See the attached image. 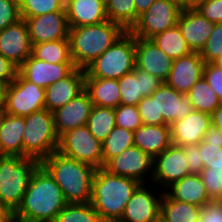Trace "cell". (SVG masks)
Returning <instances> with one entry per match:
<instances>
[{
    "instance_id": "obj_1",
    "label": "cell",
    "mask_w": 222,
    "mask_h": 222,
    "mask_svg": "<svg viewBox=\"0 0 222 222\" xmlns=\"http://www.w3.org/2000/svg\"><path fill=\"white\" fill-rule=\"evenodd\" d=\"M67 205L62 190L40 165L33 173L14 222H53Z\"/></svg>"
},
{
    "instance_id": "obj_2",
    "label": "cell",
    "mask_w": 222,
    "mask_h": 222,
    "mask_svg": "<svg viewBox=\"0 0 222 222\" xmlns=\"http://www.w3.org/2000/svg\"><path fill=\"white\" fill-rule=\"evenodd\" d=\"M40 165L51 175L62 190L67 203H89L92 180L96 169L59 152L43 159Z\"/></svg>"
},
{
    "instance_id": "obj_3",
    "label": "cell",
    "mask_w": 222,
    "mask_h": 222,
    "mask_svg": "<svg viewBox=\"0 0 222 222\" xmlns=\"http://www.w3.org/2000/svg\"><path fill=\"white\" fill-rule=\"evenodd\" d=\"M139 185L134 179L113 175L104 168L96 169L90 203L101 220L119 221Z\"/></svg>"
},
{
    "instance_id": "obj_4",
    "label": "cell",
    "mask_w": 222,
    "mask_h": 222,
    "mask_svg": "<svg viewBox=\"0 0 222 222\" xmlns=\"http://www.w3.org/2000/svg\"><path fill=\"white\" fill-rule=\"evenodd\" d=\"M126 30L110 20L98 24L70 27L68 39L76 68L85 69L111 47Z\"/></svg>"
},
{
    "instance_id": "obj_5",
    "label": "cell",
    "mask_w": 222,
    "mask_h": 222,
    "mask_svg": "<svg viewBox=\"0 0 222 222\" xmlns=\"http://www.w3.org/2000/svg\"><path fill=\"white\" fill-rule=\"evenodd\" d=\"M40 166L34 158L0 156V201L13 213L21 205L31 177Z\"/></svg>"
},
{
    "instance_id": "obj_6",
    "label": "cell",
    "mask_w": 222,
    "mask_h": 222,
    "mask_svg": "<svg viewBox=\"0 0 222 222\" xmlns=\"http://www.w3.org/2000/svg\"><path fill=\"white\" fill-rule=\"evenodd\" d=\"M136 37L126 31L111 47L90 63L85 78L120 79L135 68Z\"/></svg>"
},
{
    "instance_id": "obj_7",
    "label": "cell",
    "mask_w": 222,
    "mask_h": 222,
    "mask_svg": "<svg viewBox=\"0 0 222 222\" xmlns=\"http://www.w3.org/2000/svg\"><path fill=\"white\" fill-rule=\"evenodd\" d=\"M22 142L23 157L39 162L56 152L59 137L55 131L53 112L44 108L25 116Z\"/></svg>"
},
{
    "instance_id": "obj_8",
    "label": "cell",
    "mask_w": 222,
    "mask_h": 222,
    "mask_svg": "<svg viewBox=\"0 0 222 222\" xmlns=\"http://www.w3.org/2000/svg\"><path fill=\"white\" fill-rule=\"evenodd\" d=\"M57 152L89 164L95 169L103 168L102 143L91 134L87 125L62 134L59 137Z\"/></svg>"
},
{
    "instance_id": "obj_9",
    "label": "cell",
    "mask_w": 222,
    "mask_h": 222,
    "mask_svg": "<svg viewBox=\"0 0 222 222\" xmlns=\"http://www.w3.org/2000/svg\"><path fill=\"white\" fill-rule=\"evenodd\" d=\"M182 7L171 0H155L149 9L139 16L130 32L142 39H150L178 24Z\"/></svg>"
},
{
    "instance_id": "obj_10",
    "label": "cell",
    "mask_w": 222,
    "mask_h": 222,
    "mask_svg": "<svg viewBox=\"0 0 222 222\" xmlns=\"http://www.w3.org/2000/svg\"><path fill=\"white\" fill-rule=\"evenodd\" d=\"M5 111L14 116H27L45 108V89L25 80L19 73L7 86Z\"/></svg>"
},
{
    "instance_id": "obj_11",
    "label": "cell",
    "mask_w": 222,
    "mask_h": 222,
    "mask_svg": "<svg viewBox=\"0 0 222 222\" xmlns=\"http://www.w3.org/2000/svg\"><path fill=\"white\" fill-rule=\"evenodd\" d=\"M104 169L109 173L136 180L140 184L151 183L153 158L133 145L111 158Z\"/></svg>"
},
{
    "instance_id": "obj_12",
    "label": "cell",
    "mask_w": 222,
    "mask_h": 222,
    "mask_svg": "<svg viewBox=\"0 0 222 222\" xmlns=\"http://www.w3.org/2000/svg\"><path fill=\"white\" fill-rule=\"evenodd\" d=\"M156 187L153 183L140 184L127 202L119 222L158 221L164 191Z\"/></svg>"
},
{
    "instance_id": "obj_13",
    "label": "cell",
    "mask_w": 222,
    "mask_h": 222,
    "mask_svg": "<svg viewBox=\"0 0 222 222\" xmlns=\"http://www.w3.org/2000/svg\"><path fill=\"white\" fill-rule=\"evenodd\" d=\"M188 175L187 158L182 147L171 145L153 158L151 183L162 191Z\"/></svg>"
},
{
    "instance_id": "obj_14",
    "label": "cell",
    "mask_w": 222,
    "mask_h": 222,
    "mask_svg": "<svg viewBox=\"0 0 222 222\" xmlns=\"http://www.w3.org/2000/svg\"><path fill=\"white\" fill-rule=\"evenodd\" d=\"M150 96L156 98L157 125H171L193 111L189 96L165 82Z\"/></svg>"
},
{
    "instance_id": "obj_15",
    "label": "cell",
    "mask_w": 222,
    "mask_h": 222,
    "mask_svg": "<svg viewBox=\"0 0 222 222\" xmlns=\"http://www.w3.org/2000/svg\"><path fill=\"white\" fill-rule=\"evenodd\" d=\"M32 53V43L25 19L0 30V54L18 68Z\"/></svg>"
},
{
    "instance_id": "obj_16",
    "label": "cell",
    "mask_w": 222,
    "mask_h": 222,
    "mask_svg": "<svg viewBox=\"0 0 222 222\" xmlns=\"http://www.w3.org/2000/svg\"><path fill=\"white\" fill-rule=\"evenodd\" d=\"M25 19L32 45L68 38L66 11H55Z\"/></svg>"
},
{
    "instance_id": "obj_17",
    "label": "cell",
    "mask_w": 222,
    "mask_h": 222,
    "mask_svg": "<svg viewBox=\"0 0 222 222\" xmlns=\"http://www.w3.org/2000/svg\"><path fill=\"white\" fill-rule=\"evenodd\" d=\"M76 69L73 63H48L30 55L18 68V73L36 86L46 88Z\"/></svg>"
},
{
    "instance_id": "obj_18",
    "label": "cell",
    "mask_w": 222,
    "mask_h": 222,
    "mask_svg": "<svg viewBox=\"0 0 222 222\" xmlns=\"http://www.w3.org/2000/svg\"><path fill=\"white\" fill-rule=\"evenodd\" d=\"M163 83L154 75L135 67L118 79L120 104L137 106L143 97L152 95Z\"/></svg>"
},
{
    "instance_id": "obj_19",
    "label": "cell",
    "mask_w": 222,
    "mask_h": 222,
    "mask_svg": "<svg viewBox=\"0 0 222 222\" xmlns=\"http://www.w3.org/2000/svg\"><path fill=\"white\" fill-rule=\"evenodd\" d=\"M205 62L198 52L173 60L172 69L165 83L177 92L187 94L203 77Z\"/></svg>"
},
{
    "instance_id": "obj_20",
    "label": "cell",
    "mask_w": 222,
    "mask_h": 222,
    "mask_svg": "<svg viewBox=\"0 0 222 222\" xmlns=\"http://www.w3.org/2000/svg\"><path fill=\"white\" fill-rule=\"evenodd\" d=\"M173 59L150 39L136 37L135 67L165 82L172 69Z\"/></svg>"
},
{
    "instance_id": "obj_21",
    "label": "cell",
    "mask_w": 222,
    "mask_h": 222,
    "mask_svg": "<svg viewBox=\"0 0 222 222\" xmlns=\"http://www.w3.org/2000/svg\"><path fill=\"white\" fill-rule=\"evenodd\" d=\"M200 157L204 168L201 178L211 200L222 197V145L199 143Z\"/></svg>"
},
{
    "instance_id": "obj_22",
    "label": "cell",
    "mask_w": 222,
    "mask_h": 222,
    "mask_svg": "<svg viewBox=\"0 0 222 222\" xmlns=\"http://www.w3.org/2000/svg\"><path fill=\"white\" fill-rule=\"evenodd\" d=\"M93 103L84 90L63 107L53 112L54 126L58 137L65 132L87 124Z\"/></svg>"
},
{
    "instance_id": "obj_23",
    "label": "cell",
    "mask_w": 222,
    "mask_h": 222,
    "mask_svg": "<svg viewBox=\"0 0 222 222\" xmlns=\"http://www.w3.org/2000/svg\"><path fill=\"white\" fill-rule=\"evenodd\" d=\"M210 127V114L193 110L170 125L172 145L183 147L199 144Z\"/></svg>"
},
{
    "instance_id": "obj_24",
    "label": "cell",
    "mask_w": 222,
    "mask_h": 222,
    "mask_svg": "<svg viewBox=\"0 0 222 222\" xmlns=\"http://www.w3.org/2000/svg\"><path fill=\"white\" fill-rule=\"evenodd\" d=\"M177 25L190 50L200 53L215 23L203 17L193 7H188L182 9Z\"/></svg>"
},
{
    "instance_id": "obj_25",
    "label": "cell",
    "mask_w": 222,
    "mask_h": 222,
    "mask_svg": "<svg viewBox=\"0 0 222 222\" xmlns=\"http://www.w3.org/2000/svg\"><path fill=\"white\" fill-rule=\"evenodd\" d=\"M85 90V70L76 68L68 77L45 88V109L54 112Z\"/></svg>"
},
{
    "instance_id": "obj_26",
    "label": "cell",
    "mask_w": 222,
    "mask_h": 222,
    "mask_svg": "<svg viewBox=\"0 0 222 222\" xmlns=\"http://www.w3.org/2000/svg\"><path fill=\"white\" fill-rule=\"evenodd\" d=\"M69 27L98 24L108 20L102 0H65Z\"/></svg>"
},
{
    "instance_id": "obj_27",
    "label": "cell",
    "mask_w": 222,
    "mask_h": 222,
    "mask_svg": "<svg viewBox=\"0 0 222 222\" xmlns=\"http://www.w3.org/2000/svg\"><path fill=\"white\" fill-rule=\"evenodd\" d=\"M134 145L152 158L172 145L170 125H145L134 131Z\"/></svg>"
},
{
    "instance_id": "obj_28",
    "label": "cell",
    "mask_w": 222,
    "mask_h": 222,
    "mask_svg": "<svg viewBox=\"0 0 222 222\" xmlns=\"http://www.w3.org/2000/svg\"><path fill=\"white\" fill-rule=\"evenodd\" d=\"M170 198L203 207L209 201L206 187L200 175L190 174L178 180L164 191Z\"/></svg>"
},
{
    "instance_id": "obj_29",
    "label": "cell",
    "mask_w": 222,
    "mask_h": 222,
    "mask_svg": "<svg viewBox=\"0 0 222 222\" xmlns=\"http://www.w3.org/2000/svg\"><path fill=\"white\" fill-rule=\"evenodd\" d=\"M25 116L6 114L0 129V156L23 157Z\"/></svg>"
},
{
    "instance_id": "obj_30",
    "label": "cell",
    "mask_w": 222,
    "mask_h": 222,
    "mask_svg": "<svg viewBox=\"0 0 222 222\" xmlns=\"http://www.w3.org/2000/svg\"><path fill=\"white\" fill-rule=\"evenodd\" d=\"M85 91L95 106L116 108L120 105L117 79L85 78Z\"/></svg>"
},
{
    "instance_id": "obj_31",
    "label": "cell",
    "mask_w": 222,
    "mask_h": 222,
    "mask_svg": "<svg viewBox=\"0 0 222 222\" xmlns=\"http://www.w3.org/2000/svg\"><path fill=\"white\" fill-rule=\"evenodd\" d=\"M201 207L170 198L165 192L160 204L163 222H198Z\"/></svg>"
},
{
    "instance_id": "obj_32",
    "label": "cell",
    "mask_w": 222,
    "mask_h": 222,
    "mask_svg": "<svg viewBox=\"0 0 222 222\" xmlns=\"http://www.w3.org/2000/svg\"><path fill=\"white\" fill-rule=\"evenodd\" d=\"M150 40L173 60L192 53L178 25L156 34Z\"/></svg>"
},
{
    "instance_id": "obj_33",
    "label": "cell",
    "mask_w": 222,
    "mask_h": 222,
    "mask_svg": "<svg viewBox=\"0 0 222 222\" xmlns=\"http://www.w3.org/2000/svg\"><path fill=\"white\" fill-rule=\"evenodd\" d=\"M31 55L48 63H73L68 38L34 44Z\"/></svg>"
},
{
    "instance_id": "obj_34",
    "label": "cell",
    "mask_w": 222,
    "mask_h": 222,
    "mask_svg": "<svg viewBox=\"0 0 222 222\" xmlns=\"http://www.w3.org/2000/svg\"><path fill=\"white\" fill-rule=\"evenodd\" d=\"M86 125L91 134L102 143L116 126L115 109L93 105Z\"/></svg>"
},
{
    "instance_id": "obj_35",
    "label": "cell",
    "mask_w": 222,
    "mask_h": 222,
    "mask_svg": "<svg viewBox=\"0 0 222 222\" xmlns=\"http://www.w3.org/2000/svg\"><path fill=\"white\" fill-rule=\"evenodd\" d=\"M187 95L193 110L210 115L222 104L203 77L194 84Z\"/></svg>"
},
{
    "instance_id": "obj_36",
    "label": "cell",
    "mask_w": 222,
    "mask_h": 222,
    "mask_svg": "<svg viewBox=\"0 0 222 222\" xmlns=\"http://www.w3.org/2000/svg\"><path fill=\"white\" fill-rule=\"evenodd\" d=\"M134 2L135 0H106L105 9L108 20L130 31L136 23Z\"/></svg>"
},
{
    "instance_id": "obj_37",
    "label": "cell",
    "mask_w": 222,
    "mask_h": 222,
    "mask_svg": "<svg viewBox=\"0 0 222 222\" xmlns=\"http://www.w3.org/2000/svg\"><path fill=\"white\" fill-rule=\"evenodd\" d=\"M134 132L115 126L108 137L102 142V157L104 165L114 156L134 145Z\"/></svg>"
},
{
    "instance_id": "obj_38",
    "label": "cell",
    "mask_w": 222,
    "mask_h": 222,
    "mask_svg": "<svg viewBox=\"0 0 222 222\" xmlns=\"http://www.w3.org/2000/svg\"><path fill=\"white\" fill-rule=\"evenodd\" d=\"M91 203H67L53 222H101Z\"/></svg>"
},
{
    "instance_id": "obj_39",
    "label": "cell",
    "mask_w": 222,
    "mask_h": 222,
    "mask_svg": "<svg viewBox=\"0 0 222 222\" xmlns=\"http://www.w3.org/2000/svg\"><path fill=\"white\" fill-rule=\"evenodd\" d=\"M21 18L41 16L55 11H66L65 0H19Z\"/></svg>"
},
{
    "instance_id": "obj_40",
    "label": "cell",
    "mask_w": 222,
    "mask_h": 222,
    "mask_svg": "<svg viewBox=\"0 0 222 222\" xmlns=\"http://www.w3.org/2000/svg\"><path fill=\"white\" fill-rule=\"evenodd\" d=\"M114 109L116 126L134 132L143 125L138 106L120 104Z\"/></svg>"
},
{
    "instance_id": "obj_41",
    "label": "cell",
    "mask_w": 222,
    "mask_h": 222,
    "mask_svg": "<svg viewBox=\"0 0 222 222\" xmlns=\"http://www.w3.org/2000/svg\"><path fill=\"white\" fill-rule=\"evenodd\" d=\"M205 63H213L222 54V23H216L199 53Z\"/></svg>"
},
{
    "instance_id": "obj_42",
    "label": "cell",
    "mask_w": 222,
    "mask_h": 222,
    "mask_svg": "<svg viewBox=\"0 0 222 222\" xmlns=\"http://www.w3.org/2000/svg\"><path fill=\"white\" fill-rule=\"evenodd\" d=\"M193 8L213 23H222V0H196Z\"/></svg>"
},
{
    "instance_id": "obj_43",
    "label": "cell",
    "mask_w": 222,
    "mask_h": 222,
    "mask_svg": "<svg viewBox=\"0 0 222 222\" xmlns=\"http://www.w3.org/2000/svg\"><path fill=\"white\" fill-rule=\"evenodd\" d=\"M21 19L19 0H0V30Z\"/></svg>"
},
{
    "instance_id": "obj_44",
    "label": "cell",
    "mask_w": 222,
    "mask_h": 222,
    "mask_svg": "<svg viewBox=\"0 0 222 222\" xmlns=\"http://www.w3.org/2000/svg\"><path fill=\"white\" fill-rule=\"evenodd\" d=\"M203 78L207 81L208 85L213 89L222 103V69L213 63H205Z\"/></svg>"
},
{
    "instance_id": "obj_45",
    "label": "cell",
    "mask_w": 222,
    "mask_h": 222,
    "mask_svg": "<svg viewBox=\"0 0 222 222\" xmlns=\"http://www.w3.org/2000/svg\"><path fill=\"white\" fill-rule=\"evenodd\" d=\"M137 106L143 124L157 125L156 98H151V96L143 97Z\"/></svg>"
},
{
    "instance_id": "obj_46",
    "label": "cell",
    "mask_w": 222,
    "mask_h": 222,
    "mask_svg": "<svg viewBox=\"0 0 222 222\" xmlns=\"http://www.w3.org/2000/svg\"><path fill=\"white\" fill-rule=\"evenodd\" d=\"M182 148L187 158L189 173L200 175L204 165L200 157L199 144L185 145Z\"/></svg>"
},
{
    "instance_id": "obj_47",
    "label": "cell",
    "mask_w": 222,
    "mask_h": 222,
    "mask_svg": "<svg viewBox=\"0 0 222 222\" xmlns=\"http://www.w3.org/2000/svg\"><path fill=\"white\" fill-rule=\"evenodd\" d=\"M198 222H222V203L211 200L201 207Z\"/></svg>"
},
{
    "instance_id": "obj_48",
    "label": "cell",
    "mask_w": 222,
    "mask_h": 222,
    "mask_svg": "<svg viewBox=\"0 0 222 222\" xmlns=\"http://www.w3.org/2000/svg\"><path fill=\"white\" fill-rule=\"evenodd\" d=\"M18 67L0 54V82L10 85L16 78Z\"/></svg>"
},
{
    "instance_id": "obj_49",
    "label": "cell",
    "mask_w": 222,
    "mask_h": 222,
    "mask_svg": "<svg viewBox=\"0 0 222 222\" xmlns=\"http://www.w3.org/2000/svg\"><path fill=\"white\" fill-rule=\"evenodd\" d=\"M203 141L208 144L222 145V130L211 125L205 133Z\"/></svg>"
},
{
    "instance_id": "obj_50",
    "label": "cell",
    "mask_w": 222,
    "mask_h": 222,
    "mask_svg": "<svg viewBox=\"0 0 222 222\" xmlns=\"http://www.w3.org/2000/svg\"><path fill=\"white\" fill-rule=\"evenodd\" d=\"M155 0H135L136 22L143 13H145Z\"/></svg>"
},
{
    "instance_id": "obj_51",
    "label": "cell",
    "mask_w": 222,
    "mask_h": 222,
    "mask_svg": "<svg viewBox=\"0 0 222 222\" xmlns=\"http://www.w3.org/2000/svg\"><path fill=\"white\" fill-rule=\"evenodd\" d=\"M211 125L222 130V104L210 115Z\"/></svg>"
},
{
    "instance_id": "obj_52",
    "label": "cell",
    "mask_w": 222,
    "mask_h": 222,
    "mask_svg": "<svg viewBox=\"0 0 222 222\" xmlns=\"http://www.w3.org/2000/svg\"><path fill=\"white\" fill-rule=\"evenodd\" d=\"M0 222H14L13 212L0 201Z\"/></svg>"
},
{
    "instance_id": "obj_53",
    "label": "cell",
    "mask_w": 222,
    "mask_h": 222,
    "mask_svg": "<svg viewBox=\"0 0 222 222\" xmlns=\"http://www.w3.org/2000/svg\"><path fill=\"white\" fill-rule=\"evenodd\" d=\"M7 85L0 82V106H4Z\"/></svg>"
},
{
    "instance_id": "obj_54",
    "label": "cell",
    "mask_w": 222,
    "mask_h": 222,
    "mask_svg": "<svg viewBox=\"0 0 222 222\" xmlns=\"http://www.w3.org/2000/svg\"><path fill=\"white\" fill-rule=\"evenodd\" d=\"M176 2L178 5H180L182 8H188L191 7V0H171Z\"/></svg>"
},
{
    "instance_id": "obj_55",
    "label": "cell",
    "mask_w": 222,
    "mask_h": 222,
    "mask_svg": "<svg viewBox=\"0 0 222 222\" xmlns=\"http://www.w3.org/2000/svg\"><path fill=\"white\" fill-rule=\"evenodd\" d=\"M7 112L5 111V106H0V129L2 127L3 120L6 116Z\"/></svg>"
},
{
    "instance_id": "obj_56",
    "label": "cell",
    "mask_w": 222,
    "mask_h": 222,
    "mask_svg": "<svg viewBox=\"0 0 222 222\" xmlns=\"http://www.w3.org/2000/svg\"><path fill=\"white\" fill-rule=\"evenodd\" d=\"M213 64L222 69V54L213 62Z\"/></svg>"
},
{
    "instance_id": "obj_57",
    "label": "cell",
    "mask_w": 222,
    "mask_h": 222,
    "mask_svg": "<svg viewBox=\"0 0 222 222\" xmlns=\"http://www.w3.org/2000/svg\"><path fill=\"white\" fill-rule=\"evenodd\" d=\"M101 222H119V221L102 220Z\"/></svg>"
},
{
    "instance_id": "obj_58",
    "label": "cell",
    "mask_w": 222,
    "mask_h": 222,
    "mask_svg": "<svg viewBox=\"0 0 222 222\" xmlns=\"http://www.w3.org/2000/svg\"><path fill=\"white\" fill-rule=\"evenodd\" d=\"M195 1H196V0H191V7L194 6Z\"/></svg>"
}]
</instances>
